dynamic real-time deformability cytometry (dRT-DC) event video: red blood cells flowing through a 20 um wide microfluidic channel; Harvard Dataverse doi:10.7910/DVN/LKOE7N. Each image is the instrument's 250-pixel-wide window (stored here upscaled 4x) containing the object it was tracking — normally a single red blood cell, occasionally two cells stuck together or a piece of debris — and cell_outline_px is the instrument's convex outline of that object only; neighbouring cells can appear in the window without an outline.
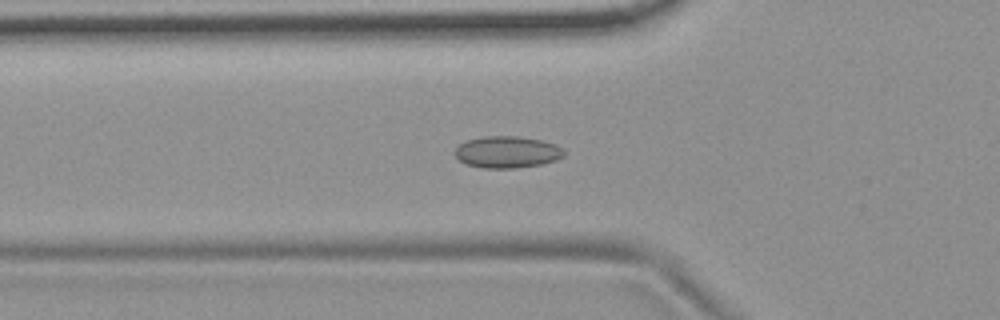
{"species": "common noctule bat (a hibernating species)", "species_latin": "Nyctalus noctula", "temperature_condition": "room temperature", "stored_images_in_passage": 56, "camera_frame_rate_fps": 3000, "um_per_image_px": 0.085, "animal": {"sex": "female", "body_mass_g": 19.9}, "frame": {"image": 1, "passage_image": 19, "time_ms": 6.0, "image_size_px": [1000, 320], "cell_outline_px": [[564, 156], [556, 160], [540, 164], [516, 168], [484, 168], [468, 164], [460, 160], [456, 156], [456, 148], [460, 144], [468, 140], [484, 136], [516, 136], [540, 140], [556, 144], [564, 148]], "centroid_in_image_um": [43.15, 12.92], "position_along_channel_um": 82.7, "area_um2": 20.0}}
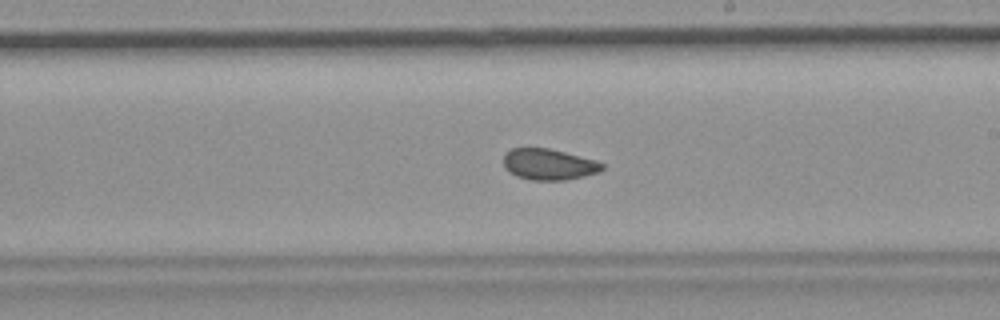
{"frame": {"image": 2, "passage_image": 32, "time_ms": 10.333, "image_size_px": [1000, 320], "cell_outline_px": [[604, 168], [600, 172], [584, 176], [564, 180], [532, 180], [516, 176], [504, 168], [504, 152], [512, 148], [548, 148], [596, 160], [604, 164]], "centroid_in_image_um": [46.64, 13.97], "position_along_channel_um": 242.4, "area_um2": 17.92}}
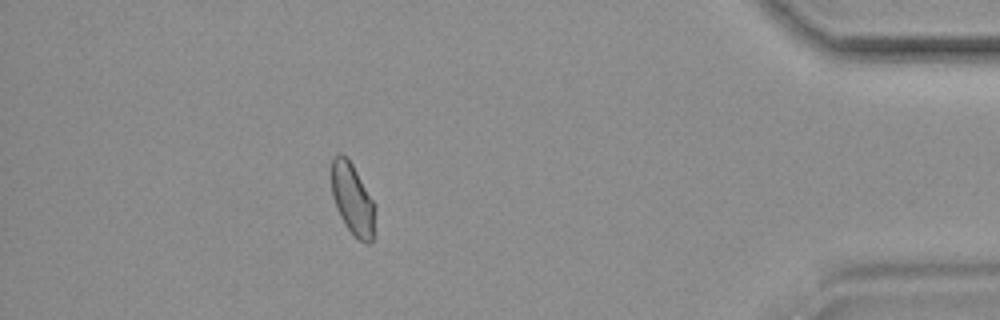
{"frame": {"image": 3, "passage_image": 49, "time_ms": 16.0, "image_size_px": [1000, 320], "cell_outline_px": [[372, 240], [368, 244], [364, 244], [344, 224], [336, 208], [332, 196], [332, 160], [336, 152], [340, 152], [352, 164], [372, 200]], "centroid_in_image_um": [29.9, 16.89], "position_along_channel_um": 405.3, "area_um2": 17.28}, "authors_computed_cell_mechanics": {"area_um2": 18.8139, "velocity_mm_per_s": 3.6819, "shape_relaxation_time_tau1_ms": null, "shape_relaxation_time_tau2_ms": 1.824, "deformation_change_tau1": null, "deformation_change_tau2": 0.0577}}